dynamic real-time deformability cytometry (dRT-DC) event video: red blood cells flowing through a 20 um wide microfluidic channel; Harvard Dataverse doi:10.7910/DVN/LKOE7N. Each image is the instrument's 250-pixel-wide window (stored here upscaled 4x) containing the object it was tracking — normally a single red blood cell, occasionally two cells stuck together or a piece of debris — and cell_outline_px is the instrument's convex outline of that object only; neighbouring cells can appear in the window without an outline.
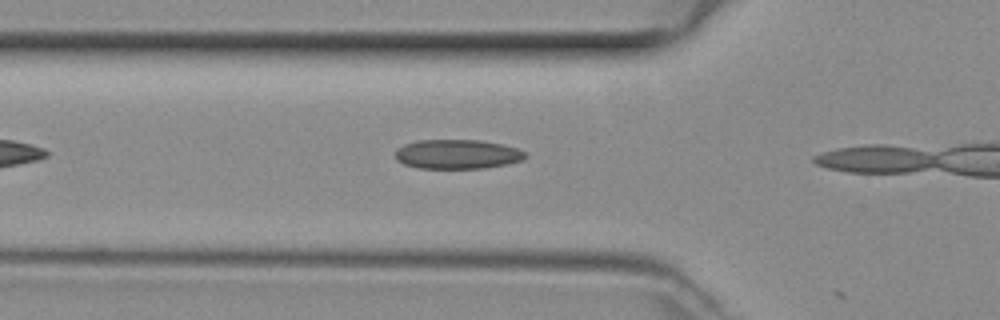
{"species": "common noctule bat (a hibernating species)", "species_latin": "Nyctalus noctula", "temperature_condition": "room temperature", "stored_images_in_passage": 5, "camera_frame_rate_fps": 3000, "um_per_image_px": 0.085, "animal": {"sex": "female", "body_mass_g": 29.2, "forearm_length_mm": 56.3}, "frame": {"image": 1, "passage_image": 4, "time_ms": 1.0, "image_size_px": [1000, 320], "cell_outline_px": [[528, 156], [524, 160], [508, 164], [484, 168], [420, 168], [404, 164], [396, 160], [396, 148], [404, 144], [416, 140], [480, 140], [500, 144], [516, 148], [524, 152]], "centroid_in_image_um": [38.87, 13.1], "position_along_channel_um": 86.9, "area_um2": 22.31}}